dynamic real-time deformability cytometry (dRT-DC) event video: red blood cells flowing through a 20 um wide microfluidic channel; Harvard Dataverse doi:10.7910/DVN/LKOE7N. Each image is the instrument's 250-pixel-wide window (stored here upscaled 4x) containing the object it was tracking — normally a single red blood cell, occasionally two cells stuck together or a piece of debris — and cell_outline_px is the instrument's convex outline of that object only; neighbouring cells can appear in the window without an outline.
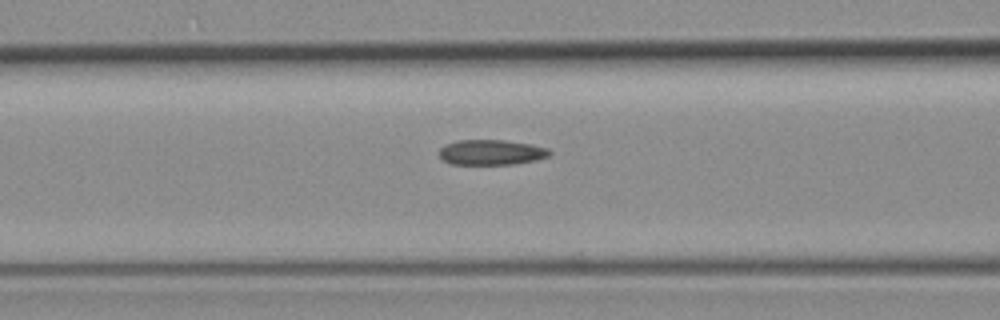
{"species": "common noctule bat (a hibernating species)", "species_latin": "Nyctalus noctula", "temperature_condition": "room temperature", "stored_images_in_passage": 6, "camera_frame_rate_fps": 3000, "um_per_image_px": 0.085, "animal": {"sex": "female", "body_mass_g": 19.3, "forearm_length_mm": 54.1}, "frame": {"image": 1, "passage_image": 6, "time_ms": 6.667, "image_size_px": [1000, 320], "cell_outline_px": [[552, 152], [548, 156], [536, 160], [516, 164], [452, 164], [440, 160], [440, 148], [456, 140], [504, 140], [532, 144], [548, 148]], "centroid_in_image_um": [41.77, 12.95], "position_along_channel_um": 124.8, "area_um2": 16.3}}